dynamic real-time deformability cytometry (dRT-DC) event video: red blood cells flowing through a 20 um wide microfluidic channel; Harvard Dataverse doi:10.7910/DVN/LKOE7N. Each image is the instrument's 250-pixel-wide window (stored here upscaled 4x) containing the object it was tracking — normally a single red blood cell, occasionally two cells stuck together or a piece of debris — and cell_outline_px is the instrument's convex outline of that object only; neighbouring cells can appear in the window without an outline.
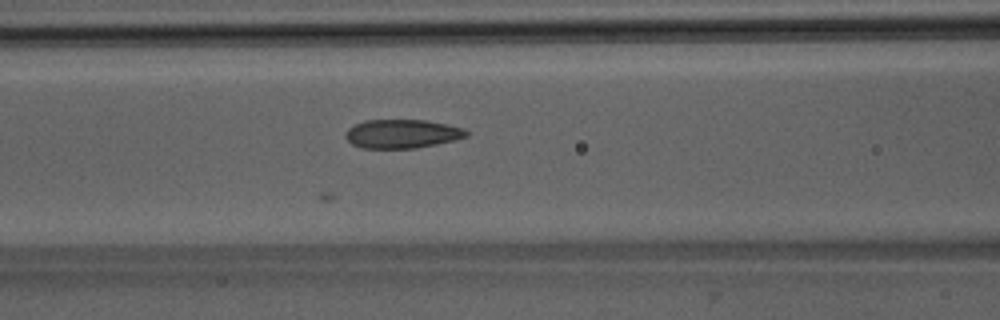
{"species": "Egyptian fruit bat (a non-hibernating species)", "species_latin": "Rousettus aegyptiacus", "temperature_condition": "room temperature", "stored_images_in_passage": 4, "camera_frame_rate_fps": 3000, "um_per_image_px": 0.085, "animal": {"sex": "male"}, "frame": {"image": 1, "passage_image": 4, "time_ms": 3.333, "image_size_px": [1000, 320], "cell_outline_px": [[468, 136], [456, 140], [416, 148], [360, 148], [352, 144], [344, 136], [344, 132], [348, 128], [364, 120], [424, 120], [464, 128], [468, 132]], "centroid_in_image_um": [34.15, 11.38], "position_along_channel_um": 132.4, "area_um2": 20.29}}